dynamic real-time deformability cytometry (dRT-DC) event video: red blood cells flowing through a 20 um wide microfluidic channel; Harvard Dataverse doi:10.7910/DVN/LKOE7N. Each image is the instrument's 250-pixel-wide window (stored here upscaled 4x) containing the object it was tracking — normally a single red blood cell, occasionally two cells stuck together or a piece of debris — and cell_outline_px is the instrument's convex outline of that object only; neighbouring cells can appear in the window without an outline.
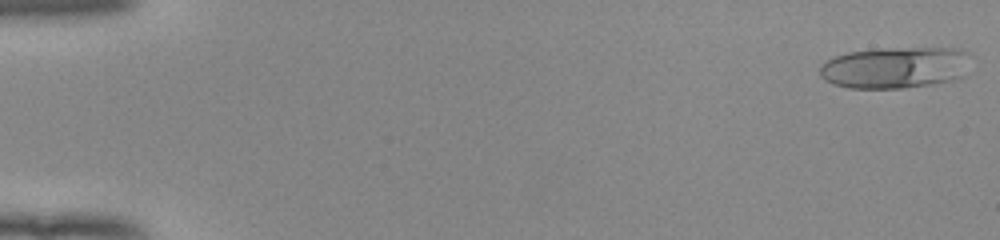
{"species": "human", "species_latin": "Homo sapiens", "temperature_condition": "room temperature", "stored_images_in_passage": 52, "camera_frame_rate_fps": 3000, "um_per_image_px": 0.085, "donor": {"sex": "female"}, "frame": {"image": 1, "passage_image": 1, "time_ms": 0.0, "image_size_px": [1000, 240], "cell_outline_px": [[968, 52], [964, 76], [948, 80], [928, 84], [904, 88], [848, 88], [832, 84], [824, 80], [820, 76], [820, 64], [836, 56], [848, 52], [884, 48], [952, 48]], "centroid_in_image_um": [76.01, 5.74], "position_along_channel_um": 9.0, "area_um2": 36.18}}
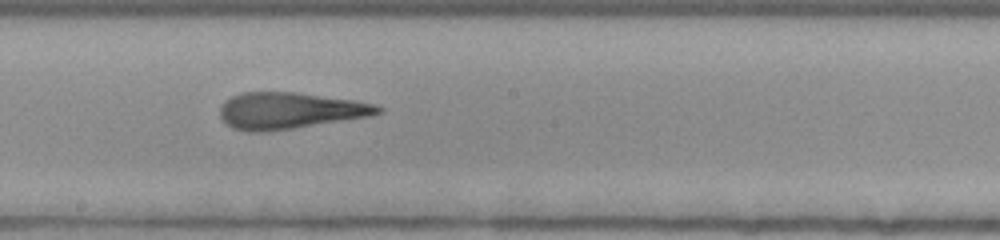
{"frame": {"image": 2, "passage_image": 30, "time_ms": 9.667, "image_size_px": [1000, 240], "cell_outline_px": [[384, 112], [372, 116], [292, 128], [264, 132], [248, 132], [232, 128], [220, 116], [220, 104], [224, 100], [240, 92], [296, 92], [352, 100], [376, 104], [384, 108]], "centroid_in_image_um": [24.62, 9.4], "position_along_channel_um": 223.6, "area_um2": 33.64}}
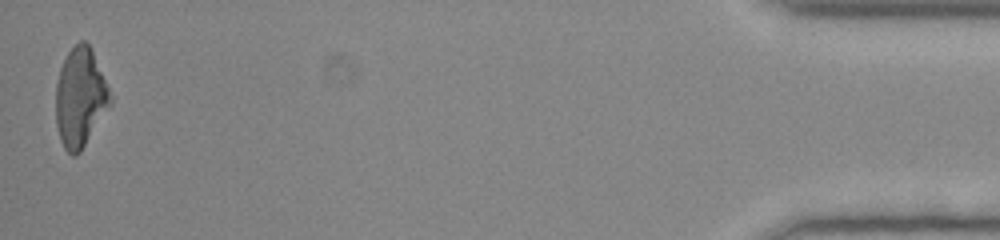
{"frame": {"image": 3, "passage_image": 52, "time_ms": 17.0, "image_size_px": [1000, 240], "cell_outline_px": [[112, 104], [80, 152], [76, 156], [72, 156], [64, 148], [60, 140], [56, 124], [56, 84], [60, 68], [68, 52], [80, 40], [84, 40], [88, 44], [92, 52], [108, 88], [112, 100]], "centroid_in_image_um": [6.8, 8.34], "position_along_channel_um": 428.4, "area_um2": 31.1}, "authors_computed_cell_mechanics": {"area_um2": 33.235, "velocity_mm_per_s": 3.9478, "shape_relaxation_time_tau1_ms": 4.6059, "shape_relaxation_time_tau2_ms": 1.5321, "deformation_change_tau1": 0.2304, "deformation_change_tau2": 0.1407}}